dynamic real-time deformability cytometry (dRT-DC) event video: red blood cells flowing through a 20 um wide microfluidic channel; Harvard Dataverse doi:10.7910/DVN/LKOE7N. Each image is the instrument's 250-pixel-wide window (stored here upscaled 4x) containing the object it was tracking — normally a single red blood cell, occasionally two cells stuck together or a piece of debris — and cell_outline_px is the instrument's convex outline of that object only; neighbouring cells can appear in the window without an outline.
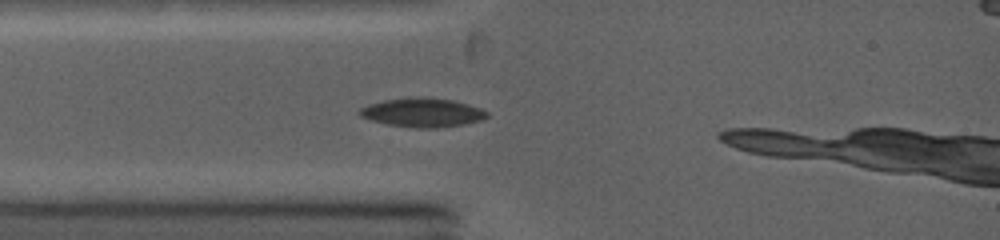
{"species": "common noctule bat (a hibernating species)", "species_latin": "Nyctalus noctula", "temperature_condition": "warm", "stored_images_in_passage": 13, "camera_frame_rate_fps": 5000, "um_per_image_px": 0.085, "animal": {"sex": "female", "body_mass_g": 19.0, "forearm_length_mm": 53.3}, "frame": {"image": 1, "passage_image": 8, "time_ms": 1.8, "image_size_px": [1000, 240], "cell_outline_px": [[488, 116], [480, 120], [464, 124], [436, 128], [416, 128], [388, 124], [372, 120], [360, 116], [360, 108], [368, 104], [384, 100], [408, 96], [452, 100], [468, 104], [480, 108], [488, 112]], "centroid_in_image_um": [35.9, 9.56], "position_along_channel_um": 49.1, "area_um2": 21.33}}